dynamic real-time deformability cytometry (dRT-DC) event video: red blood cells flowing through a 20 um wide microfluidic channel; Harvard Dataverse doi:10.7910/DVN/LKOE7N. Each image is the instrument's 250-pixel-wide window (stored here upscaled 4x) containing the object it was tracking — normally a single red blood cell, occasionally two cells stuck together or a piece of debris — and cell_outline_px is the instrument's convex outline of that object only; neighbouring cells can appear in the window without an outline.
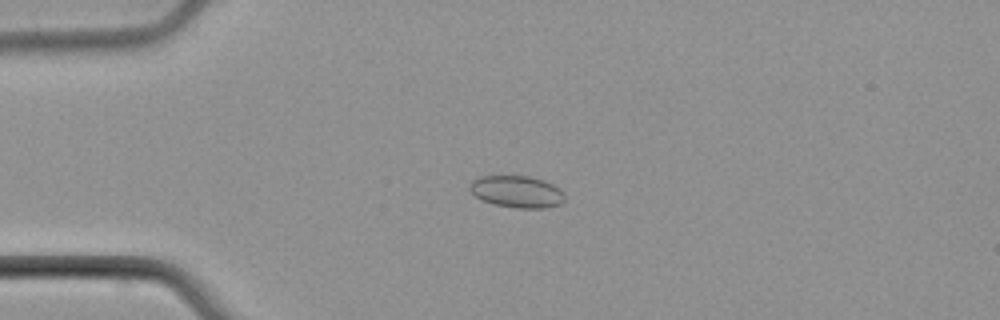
{"species": "common noctule bat (a hibernating species)", "species_latin": "Nyctalus noctula", "temperature_condition": "cold", "stored_images_in_passage": 6, "camera_frame_rate_fps": 3000, "um_per_image_px": 0.085, "animal": {"sex": "male", "body_mass_g": 21.5, "forearm_length_mm": 52.0}, "frame": {"image": 1, "passage_image": 4, "time_ms": 3.667, "image_size_px": [1000, 320], "cell_outline_px": [[564, 200], [560, 204], [544, 208], [516, 208], [492, 204], [480, 200], [468, 188], [468, 184], [472, 180], [480, 176], [528, 176], [544, 180], [560, 188], [564, 192]], "centroid_in_image_um": [43.91, 16.29], "position_along_channel_um": 41.1, "area_um2": 17.86}}
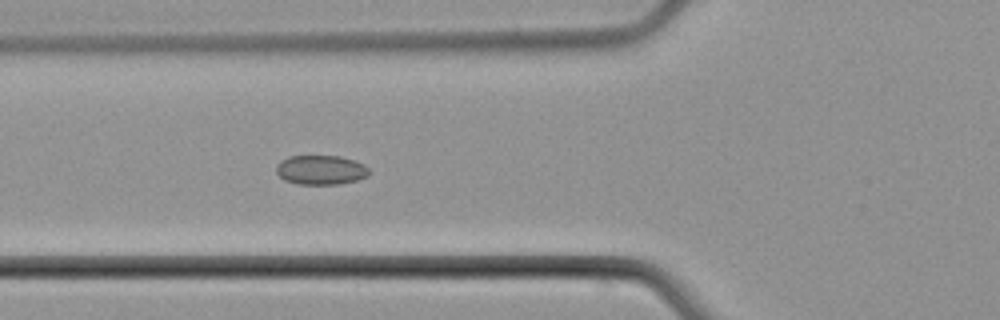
{"frame": {"image": 2, "passage_image": 6, "time_ms": 6.0, "image_size_px": [1000, 320], "cell_outline_px": [[368, 176], [356, 180], [336, 184], [300, 184], [284, 180], [276, 172], [276, 164], [280, 160], [288, 156], [340, 156], [356, 160], [364, 164], [368, 168]], "centroid_in_image_um": [27.25, 14.43], "position_along_channel_um": 98.5, "area_um2": 15.95}}